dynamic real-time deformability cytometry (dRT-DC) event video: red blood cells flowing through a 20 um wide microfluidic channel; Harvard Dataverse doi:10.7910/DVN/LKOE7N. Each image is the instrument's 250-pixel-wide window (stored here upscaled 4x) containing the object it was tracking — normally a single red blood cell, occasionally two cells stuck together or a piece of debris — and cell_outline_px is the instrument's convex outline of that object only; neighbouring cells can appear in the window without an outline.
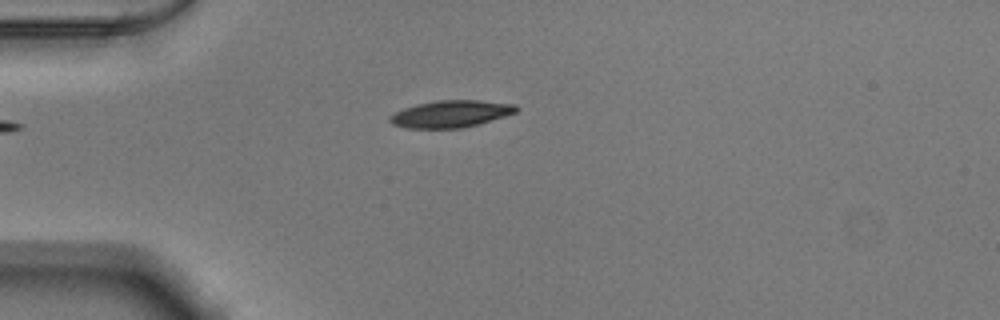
{"species": "Egyptian fruit bat (a non-hibernating species)", "species_latin": "Rousettus aegyptiacus", "temperature_condition": "warm", "stored_images_in_passage": 39, "camera_frame_rate_fps": 3000, "um_per_image_px": 0.085, "animal": {"sex": "male"}, "frame": {"image": 1, "passage_image": 1, "time_ms": 0.0, "image_size_px": [1000, 320], "cell_outline_px": [[520, 108], [516, 112], [480, 124], [460, 128], [408, 128], [392, 124], [388, 120], [388, 116], [404, 108], [416, 104], [436, 100], [480, 100], [516, 104]], "centroid_in_image_um": [38.33, 9.67], "position_along_channel_um": 46.7, "area_um2": 20.0}}
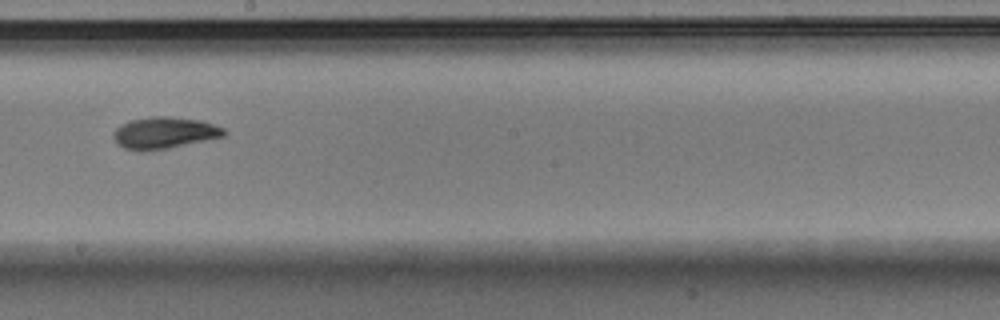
{"frame": {"image": 2, "passage_image": 17, "time_ms": 5.333, "image_size_px": [1000, 320], "cell_outline_px": [[228, 132], [224, 136], [168, 148], [124, 148], [116, 144], [112, 136], [112, 132], [120, 124], [128, 120], [152, 116], [168, 116], [200, 120], [224, 128]], "centroid_in_image_um": [13.95, 11.24], "position_along_channel_um": 234.2, "area_um2": 20.0}}
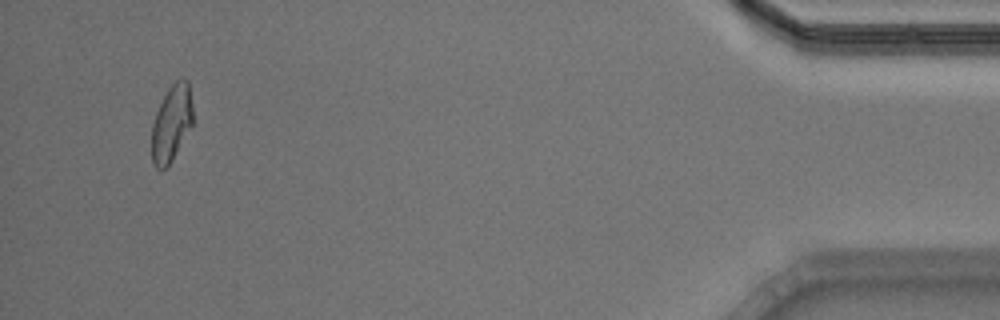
{"frame": {"image": 3, "passage_image": 37, "time_ms": 12.0, "image_size_px": [1000, 320], "cell_outline_px": [[192, 128], [172, 160], [164, 168], [156, 168], [152, 160], [152, 124], [156, 112], [168, 88], [176, 80], [188, 80], [192, 104]], "centroid_in_image_um": [14.59, 10.48], "position_along_channel_um": 420.6, "area_um2": 18.21}, "authors_computed_cell_mechanics": {"area_um2": 19.5364, "velocity_mm_per_s": 3.8731, "shape_relaxation_time_tau1_ms": 3.0064, "shape_relaxation_time_tau2_ms": 2.7493, "deformation_change_tau1": 0.1519, "deformation_change_tau2": 0.0949}}